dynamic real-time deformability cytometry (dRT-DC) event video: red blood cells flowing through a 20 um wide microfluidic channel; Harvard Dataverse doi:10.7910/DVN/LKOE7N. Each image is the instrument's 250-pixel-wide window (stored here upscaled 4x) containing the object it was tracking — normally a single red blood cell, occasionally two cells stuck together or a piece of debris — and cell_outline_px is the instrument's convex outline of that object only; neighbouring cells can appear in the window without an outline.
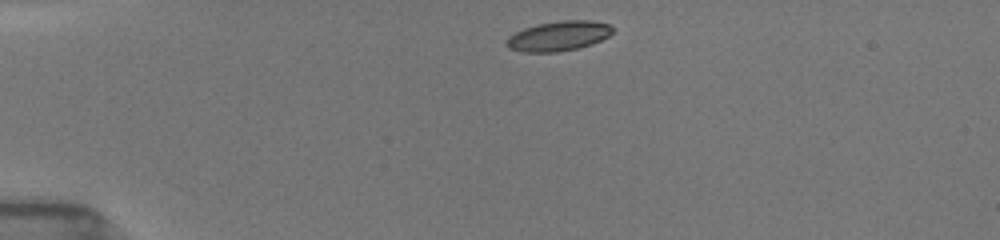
{"species": "common noctule bat (a hibernating species)", "species_latin": "Nyctalus noctula", "temperature_condition": "room temperature", "stored_images_in_passage": 39, "camera_frame_rate_fps": 3000, "um_per_image_px": 0.085, "animal": {"sex": "female", "body_mass_g": 19.5, "forearm_length_mm": 54.1}, "frame": {"image": 1, "passage_image": 1, "time_ms": 0.0, "image_size_px": [1000, 240], "cell_outline_px": [[612, 32], [608, 36], [592, 44], [576, 48], [556, 52], [524, 52], [508, 48], [504, 44], [508, 36], [524, 28], [536, 24], [560, 20], [592, 20], [608, 24], [612, 28]], "centroid_in_image_um": [47.43, 3.05], "position_along_channel_um": 37.6, "area_um2": 18.44}}
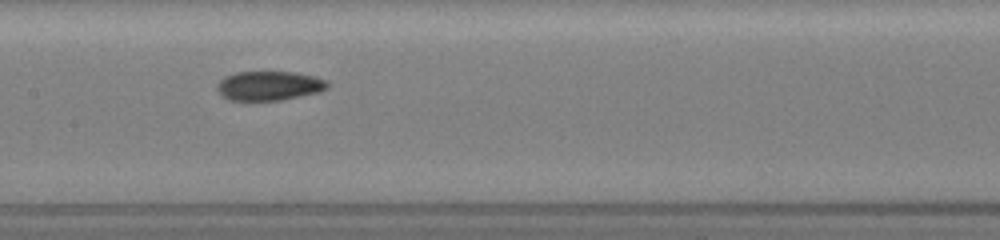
{"frame": {"image": 2, "passage_image": 16, "time_ms": 5.0, "image_size_px": [1000, 240], "cell_outline_px": [[328, 88], [320, 92], [280, 100], [228, 100], [216, 88], [216, 84], [224, 76], [236, 72], [296, 72], [328, 80]], "centroid_in_image_um": [22.88, 7.28], "position_along_channel_um": 184.5, "area_um2": 18.84}}
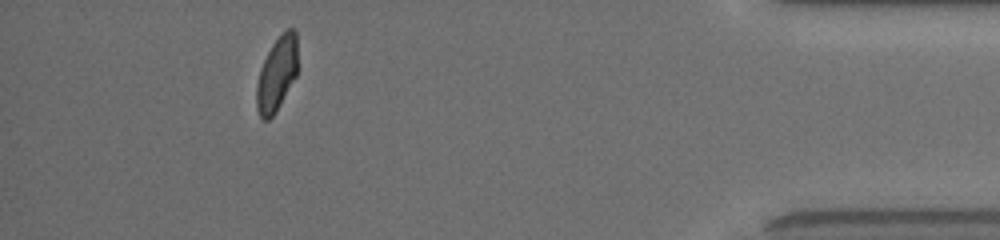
{"frame": {"image": 3, "passage_image": 35, "time_ms": 12.0, "image_size_px": [1000, 240], "cell_outline_px": [[296, 76], [276, 112], [268, 120], [264, 120], [260, 116], [256, 108], [256, 84], [260, 68], [272, 44], [288, 28], [292, 28], [296, 32]], "centroid_in_image_um": [23.5, 6.33], "position_along_channel_um": 411.7, "area_um2": 17.51}, "authors_computed_cell_mechanics": {"area_um2": 18.8428, "velocity_mm_per_s": 3.9444, "shape_relaxation_time_tau1_ms": 7.8462, "shape_relaxation_time_tau2_ms": 1.6777, "deformation_change_tau1": 0.2314, "deformation_change_tau2": 0.0683}}